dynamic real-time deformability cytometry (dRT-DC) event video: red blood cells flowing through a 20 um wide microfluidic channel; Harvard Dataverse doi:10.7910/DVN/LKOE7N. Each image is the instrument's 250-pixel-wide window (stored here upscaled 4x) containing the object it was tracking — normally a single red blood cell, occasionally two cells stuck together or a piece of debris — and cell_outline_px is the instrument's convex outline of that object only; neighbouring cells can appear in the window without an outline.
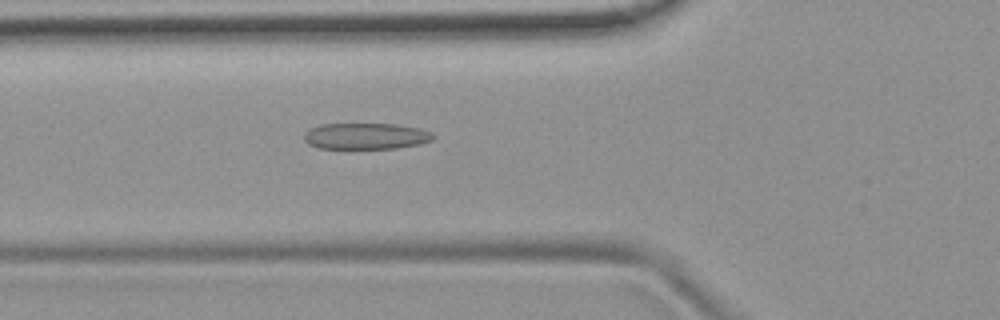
{"species": "common noctule bat (a hibernating species)", "species_latin": "Nyctalus noctula", "temperature_condition": "room temperature", "stored_images_in_passage": 52, "camera_frame_rate_fps": 3000, "um_per_image_px": 0.085, "animal": {"sex": "female", "body_mass_g": 19.9}, "frame": {"image": 1, "passage_image": 19, "time_ms": 6.0, "image_size_px": [1000, 320], "cell_outline_px": [[436, 136], [432, 140], [420, 144], [396, 148], [320, 148], [308, 144], [304, 140], [304, 132], [320, 124], [396, 124], [420, 128], [432, 132]], "centroid_in_image_um": [31.12, 11.56], "position_along_channel_um": 94.7, "area_um2": 19.77}}
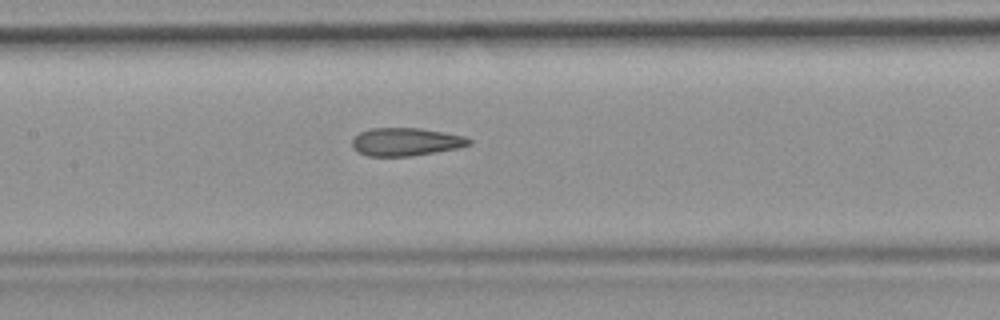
{"frame": {"image": 2, "passage_image": 25, "time_ms": 8.0, "image_size_px": [1000, 320], "cell_outline_px": [[472, 144], [460, 148], [408, 156], [368, 156], [352, 148], [352, 140], [360, 132], [372, 128], [420, 128], [444, 132], [464, 136], [472, 140]], "centroid_in_image_um": [34.52, 12.05], "position_along_channel_um": 172.9, "area_um2": 19.02}}
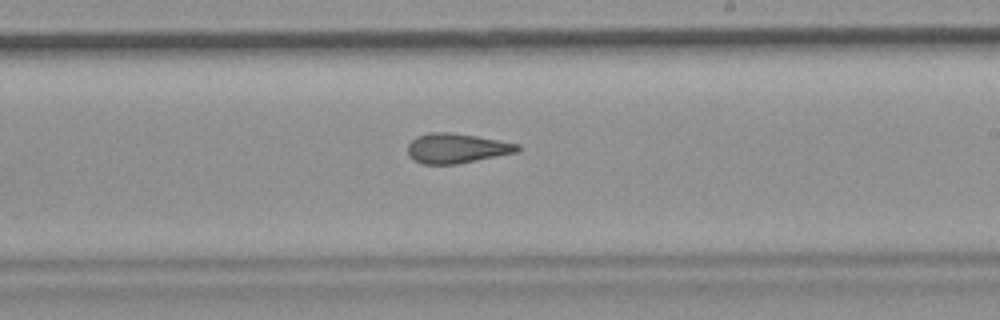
{"frame": {"image": 3, "passage_image": 31, "time_ms": 10.0, "image_size_px": [1000, 320], "cell_outline_px": [[520, 148], [516, 152], [456, 164], [424, 164], [412, 160], [408, 156], [408, 144], [416, 136], [428, 132], [452, 132], [476, 136], [520, 144]], "centroid_in_image_um": [38.76, 12.59], "position_along_channel_um": 250.2, "area_um2": 19.02}, "authors_computed_cell_mechanics": {"area_um2": 20.1433, "velocity_mm_per_s": 3.884, "shape_relaxation_time_tau1_ms": null, "shape_relaxation_time_tau2_ms": 2.1327, "deformation_change_tau1": null, "deformation_change_tau2": 0.1004}}